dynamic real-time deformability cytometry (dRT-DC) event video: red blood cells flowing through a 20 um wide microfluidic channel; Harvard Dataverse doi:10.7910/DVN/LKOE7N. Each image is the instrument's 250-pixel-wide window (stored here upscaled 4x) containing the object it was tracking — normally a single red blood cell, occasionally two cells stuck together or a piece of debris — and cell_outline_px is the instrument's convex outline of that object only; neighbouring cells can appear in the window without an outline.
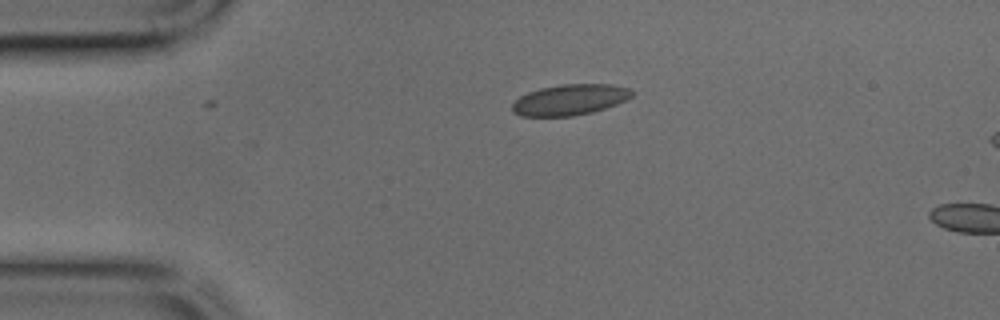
{"species": "common noctule bat (a hibernating species)", "species_latin": "Nyctalus noctula", "temperature_condition": "cold", "stored_images_in_passage": 4, "camera_frame_rate_fps": 3000, "um_per_image_px": 0.085, "animal": {"sex": "male", "body_mass_g": 17.9, "forearm_length_mm": 54.2}, "frame": {"image": 1, "passage_image": 1, "time_ms": 0.0, "image_size_px": [1000, 320], "cell_outline_px": [[632, 96], [616, 104], [592, 112], [572, 116], [520, 116], [512, 112], [512, 104], [520, 96], [528, 92], [540, 88], [564, 84], [612, 84], [628, 88], [632, 92]], "centroid_in_image_um": [48.4, 8.48], "position_along_channel_um": 36.6, "area_um2": 21.33}}